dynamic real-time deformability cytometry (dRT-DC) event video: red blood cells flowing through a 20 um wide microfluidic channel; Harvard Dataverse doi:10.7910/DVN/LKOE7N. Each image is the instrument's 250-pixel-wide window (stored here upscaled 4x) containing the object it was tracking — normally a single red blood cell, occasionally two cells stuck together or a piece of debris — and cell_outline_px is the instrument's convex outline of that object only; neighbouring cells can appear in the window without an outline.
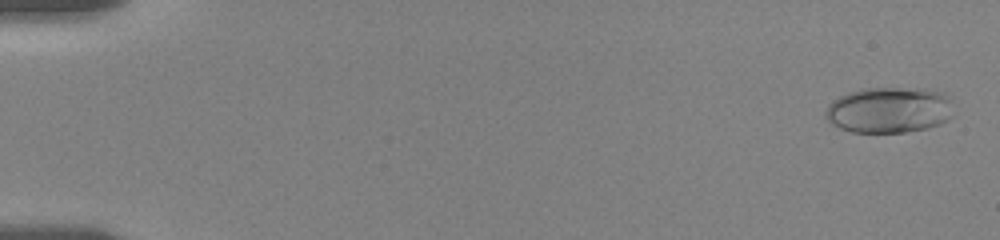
{"species": "human", "species_latin": "Homo sapiens", "temperature_condition": "room temperature", "stored_images_in_passage": 34, "camera_frame_rate_fps": 3000, "um_per_image_px": 0.085, "donor": {"sex": "female"}, "frame": {"image": 1, "passage_image": 1, "time_ms": 0.0, "image_size_px": [1000, 240], "cell_outline_px": [[952, 116], [948, 120], [940, 124], [928, 128], [904, 132], [852, 132], [840, 128], [832, 124], [824, 116], [824, 112], [828, 104], [832, 100], [848, 92], [864, 88], [924, 88], [944, 92], [948, 96]], "centroid_in_image_um": [75.56, 9.34], "position_along_channel_um": 9.4, "area_um2": 34.51}}
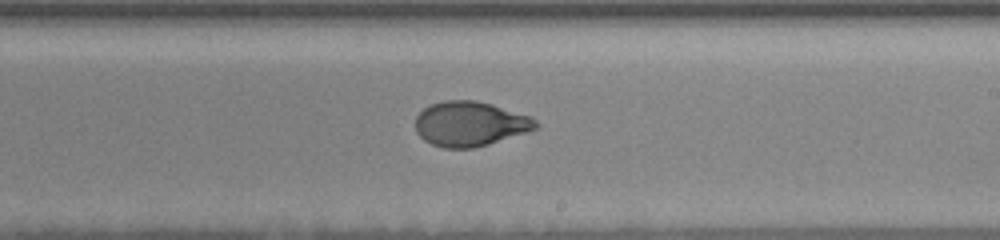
{"frame": {"image": 2, "passage_image": 19, "time_ms": 11.0, "image_size_px": [1000, 240], "cell_outline_px": [[540, 124], [536, 128], [528, 132], [488, 144], [472, 148], [444, 148], [432, 144], [424, 140], [416, 132], [416, 116], [424, 108], [432, 104], [444, 100], [476, 100], [492, 104], [532, 116]], "centroid_in_image_um": [39.98, 10.52], "position_along_channel_um": 249.0, "area_um2": 31.5}}
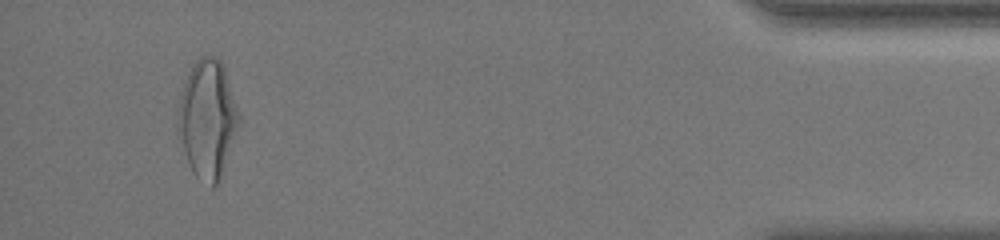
{"frame": {"image": 3, "passage_image": 33, "time_ms": 17.333, "image_size_px": [1000, 240], "cell_outline_px": [[240, 120], [216, 188], [212, 188], [196, 176], [192, 172], [176, 128], [176, 112], [180, 96], [188, 72], [196, 60], [200, 56], [216, 56], [220, 60], [224, 68], [240, 116]], "centroid_in_image_um": [17.6, 10.1], "position_along_channel_um": 417.6, "area_um2": 41.56}, "authors_computed_cell_mechanics": {"area_um2": 31.6455, "velocity_mm_per_s": 3.5856, "shape_relaxation_time_tau1_ms": 3.9582, "shape_relaxation_time_tau2_ms": 0.9898, "deformation_change_tau1": 0.1766, "deformation_change_tau2": 0.0464}}